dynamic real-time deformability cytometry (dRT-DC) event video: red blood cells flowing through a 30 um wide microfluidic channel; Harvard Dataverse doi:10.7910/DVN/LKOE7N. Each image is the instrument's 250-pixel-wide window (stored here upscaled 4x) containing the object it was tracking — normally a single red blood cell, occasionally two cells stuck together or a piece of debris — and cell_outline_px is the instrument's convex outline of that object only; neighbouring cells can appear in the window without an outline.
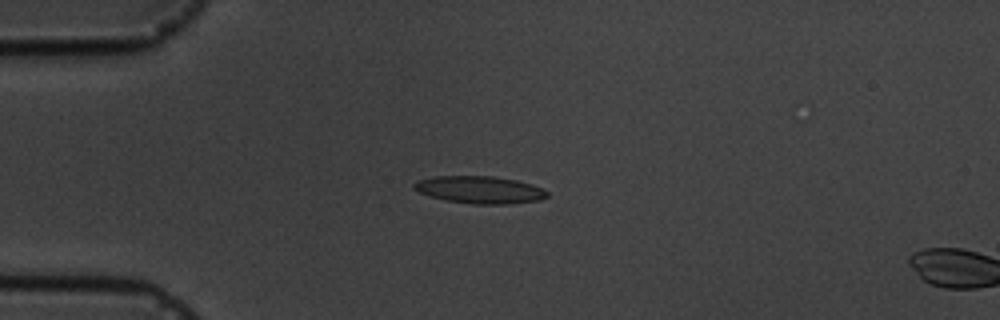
{"species": "common noctule bat (a hibernating species)", "species_latin": "Nyctalus noctula", "temperature_condition": "cold", "stored_images_in_passage": 5, "camera_frame_rate_fps": 3000, "um_per_image_px": 0.085, "animal": {"sex": "male", "body_mass_g": 19.5, "forearm_length_mm": 54.6}, "frame": {"image": 1, "passage_image": 4, "time_ms": 3.667, "image_size_px": [1000, 320], "cell_outline_px": [[548, 196], [540, 200], [508, 204], [472, 204], [448, 200], [428, 196], [412, 188], [412, 184], [416, 180], [436, 176], [492, 176], [516, 180], [532, 184], [548, 192]], "centroid_in_image_um": [40.75, 16.13], "position_along_channel_um": 44.2, "area_um2": 21.21}}